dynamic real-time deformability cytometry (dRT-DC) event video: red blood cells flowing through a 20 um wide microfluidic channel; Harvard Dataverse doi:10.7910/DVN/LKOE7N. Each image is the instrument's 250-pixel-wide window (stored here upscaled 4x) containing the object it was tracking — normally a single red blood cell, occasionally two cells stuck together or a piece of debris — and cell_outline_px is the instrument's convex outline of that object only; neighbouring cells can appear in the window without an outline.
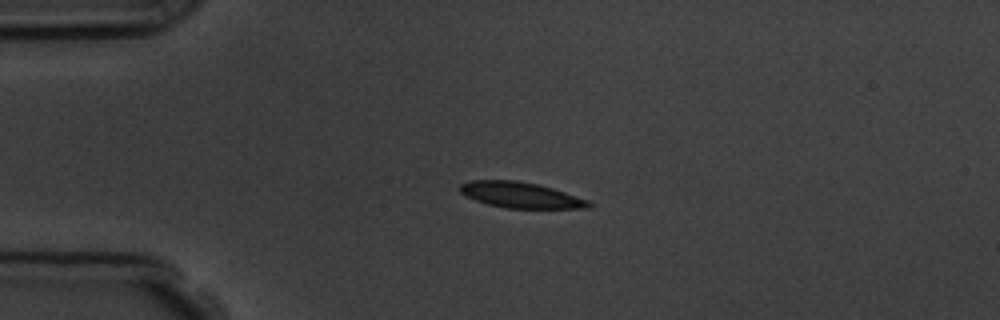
{"species": "common noctule bat (a hibernating species)", "species_latin": "Nyctalus noctula", "temperature_condition": "room temperature", "stored_images_in_passage": 2, "camera_frame_rate_fps": 3000, "um_per_image_px": 0.085, "animal": {"sex": "male", "body_mass_g": 19.5, "forearm_length_mm": 54.6}, "frame": {"image": 1, "passage_image": 1, "time_ms": 0.0, "image_size_px": [1000, 320], "cell_outline_px": [[592, 208], [508, 208], [488, 204], [476, 200], [460, 192], [460, 184], [468, 180], [516, 180], [536, 184], [552, 188], [588, 200], [592, 204]], "centroid_in_image_um": [44.25, 16.57], "position_along_channel_um": 40.7, "area_um2": 19.13}}